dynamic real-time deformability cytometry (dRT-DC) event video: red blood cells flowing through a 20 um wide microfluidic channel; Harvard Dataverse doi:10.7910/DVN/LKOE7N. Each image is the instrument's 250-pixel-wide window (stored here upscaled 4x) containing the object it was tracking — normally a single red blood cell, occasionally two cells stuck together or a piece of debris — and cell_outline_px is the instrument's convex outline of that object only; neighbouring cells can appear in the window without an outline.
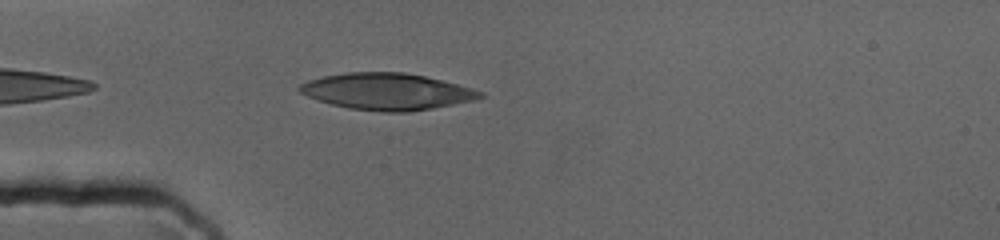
{"species": "human", "species_latin": "Homo sapiens", "temperature_condition": "cold", "stored_images_in_passage": 46, "camera_frame_rate_fps": 3000, "um_per_image_px": 0.085, "donor": {"sex": "female"}, "frame": {"image": 1, "passage_image": 4, "time_ms": 1.0, "image_size_px": [1000, 240], "cell_outline_px": [[484, 96], [472, 100], [432, 108], [408, 112], [384, 112], [348, 108], [332, 104], [308, 96], [300, 92], [296, 88], [300, 84], [308, 80], [324, 76], [348, 72], [404, 72], [424, 76], [456, 84], [484, 92]], "centroid_in_image_um": [32.86, 7.77], "position_along_channel_um": 52.1, "area_um2": 38.09}}
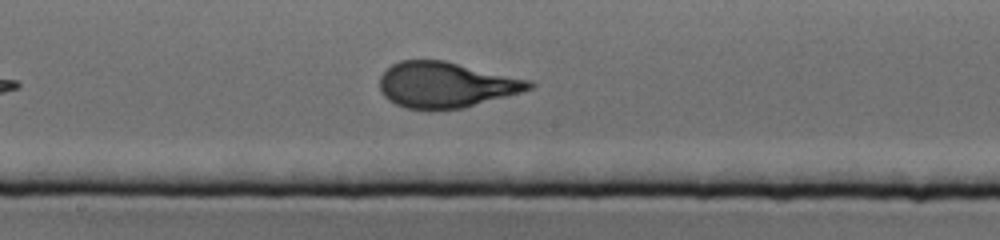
{"frame": {"image": 2, "passage_image": 22, "time_ms": 7.0, "image_size_px": [1000, 240], "cell_outline_px": [[536, 84], [532, 88], [520, 92], [464, 108], [432, 112], [408, 108], [396, 104], [388, 100], [384, 96], [380, 88], [380, 76], [392, 64], [400, 60], [444, 60], [532, 80]], "centroid_in_image_um": [37.9, 7.23], "position_along_channel_um": 210.3, "area_um2": 40.23}}
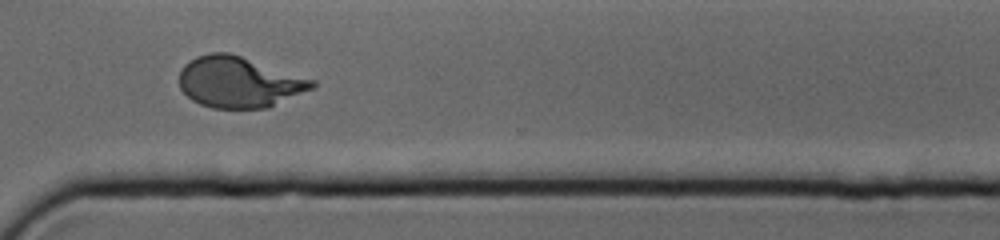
{"frame": {"image": 3, "passage_image": 37, "time_ms": 12.0, "image_size_px": [1000, 240], "cell_outline_px": [[316, 84], [312, 88], [268, 108], [212, 108], [200, 104], [192, 100], [180, 88], [180, 72], [184, 64], [196, 56], [208, 52], [228, 52], [316, 80]], "centroid_in_image_um": [20.3, 6.97], "position_along_channel_um": 350.3, "area_um2": 39.25}}